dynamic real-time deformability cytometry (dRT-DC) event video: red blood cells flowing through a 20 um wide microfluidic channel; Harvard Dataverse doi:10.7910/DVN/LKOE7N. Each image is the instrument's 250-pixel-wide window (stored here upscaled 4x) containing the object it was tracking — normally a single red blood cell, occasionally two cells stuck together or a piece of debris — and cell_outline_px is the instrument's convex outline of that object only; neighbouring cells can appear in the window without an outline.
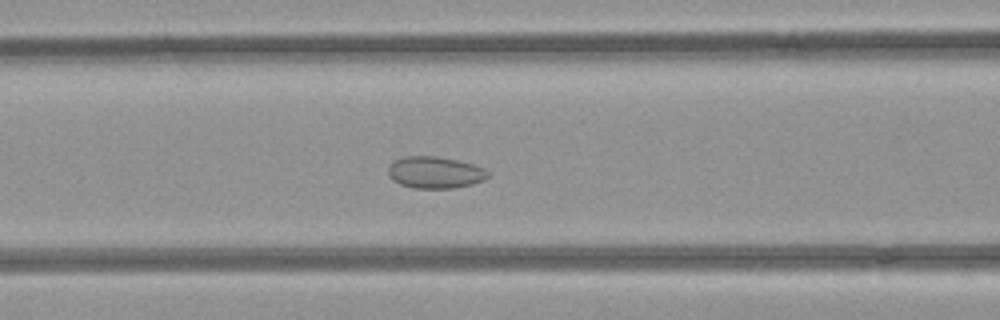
{"species": "common noctule bat (a hibernating species)", "species_latin": "Nyctalus noctula", "temperature_condition": "room temperature", "stored_images_in_passage": 41, "camera_frame_rate_fps": 3000, "um_per_image_px": 0.085, "animal": {"sex": "female", "body_mass_g": 21.9}, "frame": {"image": 1, "passage_image": 21, "time_ms": 6.667, "image_size_px": [1000, 320], "cell_outline_px": [[488, 176], [484, 180], [472, 184], [456, 188], [412, 188], [400, 184], [392, 180], [388, 176], [388, 168], [396, 160], [404, 156], [436, 156], [456, 160], [472, 164], [484, 168], [488, 172]], "centroid_in_image_um": [36.97, 14.67], "position_along_channel_um": 129.6, "area_um2": 18.44}}
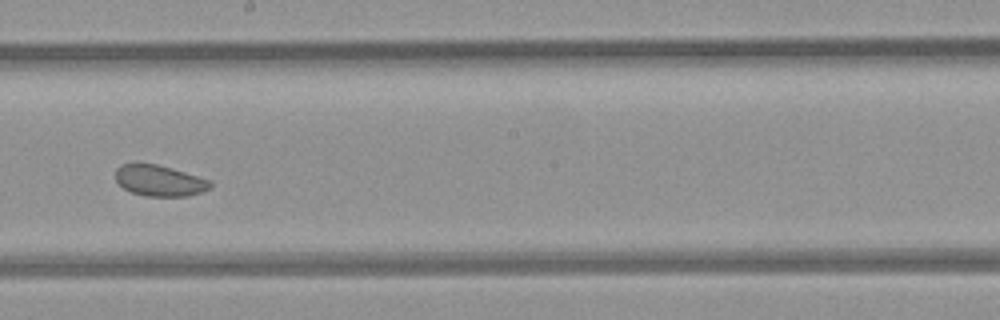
{"frame": {"image": 2, "passage_image": 29, "time_ms": 9.333, "image_size_px": [1000, 320], "cell_outline_px": [[212, 188], [188, 196], [144, 196], [132, 192], [124, 188], [116, 180], [116, 168], [120, 164], [156, 164], [212, 180]], "centroid_in_image_um": [13.58, 15.36], "position_along_channel_um": 234.6, "area_um2": 16.99}}
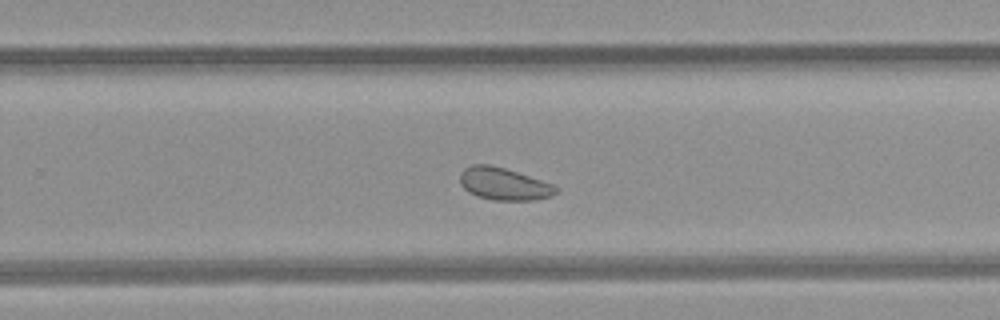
{"frame": {"image": 3, "passage_image": 33, "time_ms": 10.667, "image_size_px": [1000, 320], "cell_outline_px": [[560, 188], [552, 196], [536, 200], [492, 200], [476, 196], [468, 192], [460, 184], [460, 172], [464, 168], [472, 164], [488, 164], [504, 168], [556, 184]], "centroid_in_image_um": [42.85, 15.63], "position_along_channel_um": 287.0, "area_um2": 18.38}, "authors_computed_cell_mechanics": {"area_um2": 19.5364, "velocity_mm_per_s": 3.9384, "shape_relaxation_time_tau1_ms": null, "shape_relaxation_time_tau2_ms": 6.1484, "deformation_change_tau1": null, "deformation_change_tau2": 0.1066}}